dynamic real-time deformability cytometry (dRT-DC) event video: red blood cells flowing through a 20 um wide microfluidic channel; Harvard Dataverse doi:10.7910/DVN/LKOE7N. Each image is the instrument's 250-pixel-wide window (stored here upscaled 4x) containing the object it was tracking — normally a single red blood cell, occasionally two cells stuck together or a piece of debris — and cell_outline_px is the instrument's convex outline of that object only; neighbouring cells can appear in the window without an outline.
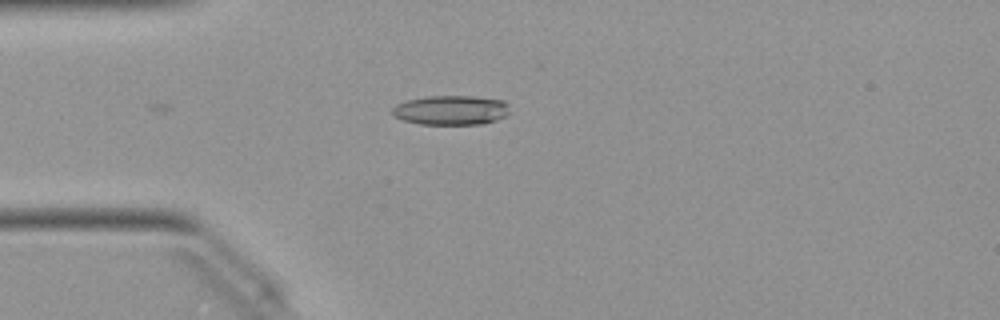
{"species": "Egyptian fruit bat (a non-hibernating species)", "species_latin": "Rousettus aegyptiacus", "temperature_condition": "warm", "stored_images_in_passage": 7, "camera_frame_rate_fps": 3000, "um_per_image_px": 0.085, "animal": {"sex": "female"}, "frame": {"image": 1, "passage_image": 1, "time_ms": 0.0, "image_size_px": [1000, 320], "cell_outline_px": [[508, 112], [504, 116], [496, 120], [480, 124], [420, 124], [404, 120], [392, 116], [392, 108], [396, 104], [408, 100], [428, 96], [476, 96], [504, 100], [508, 104]], "centroid_in_image_um": [38.32, 9.35], "position_along_channel_um": 46.7, "area_um2": 20.17}}
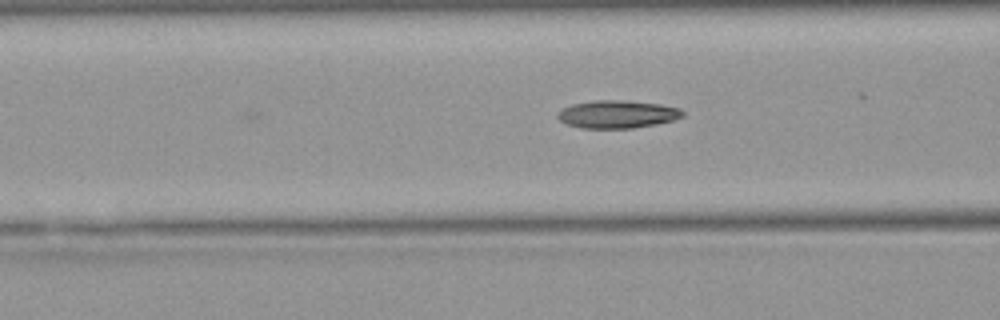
{"frame": {"image": 2, "passage_image": 7, "time_ms": 2.0, "image_size_px": [1000, 320], "cell_outline_px": [[684, 116], [672, 120], [656, 124], [632, 128], [580, 128], [568, 124], [560, 120], [556, 116], [556, 112], [560, 108], [572, 104], [592, 100], [624, 100], [660, 104], [680, 108], [684, 112]], "centroid_in_image_um": [52.43, 9.7], "position_along_channel_um": 114.2, "area_um2": 20.4}}